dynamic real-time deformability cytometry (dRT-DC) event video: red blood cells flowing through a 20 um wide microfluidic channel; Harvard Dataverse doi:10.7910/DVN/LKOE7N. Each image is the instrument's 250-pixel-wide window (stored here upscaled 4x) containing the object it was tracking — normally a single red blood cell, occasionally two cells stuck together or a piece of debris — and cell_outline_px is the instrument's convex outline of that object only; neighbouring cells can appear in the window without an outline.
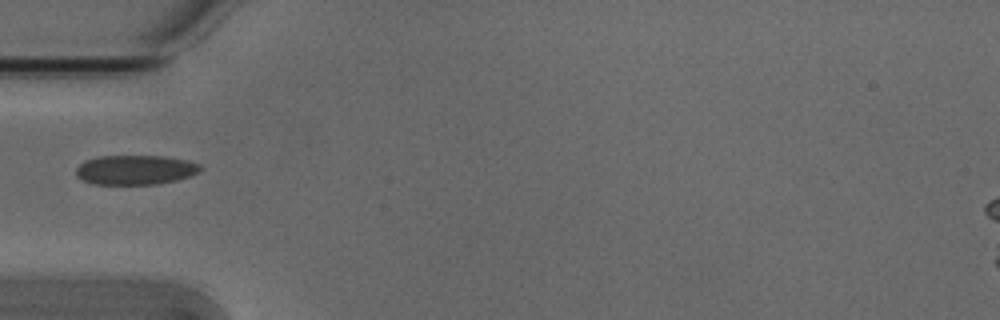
{"species": "Egyptian fruit bat (a non-hibernating species)", "species_latin": "Rousettus aegyptiacus", "temperature_condition": "cold", "stored_images_in_passage": 37, "camera_frame_rate_fps": 3000, "um_per_image_px": 0.085, "animal": {"sex": "male"}, "frame": {"image": 1, "passage_image": 1, "time_ms": 0.0, "image_size_px": [1000, 320], "cell_outline_px": [[204, 168], [200, 172], [192, 176], [160, 184], [92, 184], [76, 176], [76, 168], [84, 160], [100, 156], [164, 156], [188, 160], [200, 164]], "centroid_in_image_um": [11.55, 14.44], "position_along_channel_um": 73.4, "area_um2": 21.68}}
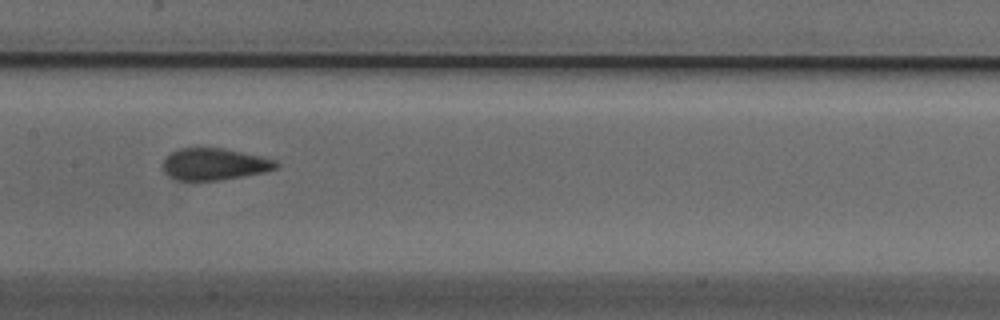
{"frame": {"image": 2, "passage_image": 10, "time_ms": 3.0, "image_size_px": [1000, 320], "cell_outline_px": [[280, 164], [276, 168], [264, 172], [220, 180], [176, 180], [168, 176], [164, 172], [164, 160], [172, 152], [180, 148], [220, 148], [260, 156], [276, 160]], "centroid_in_image_um": [18.22, 13.96], "position_along_channel_um": 189.2, "area_um2": 20.69}}
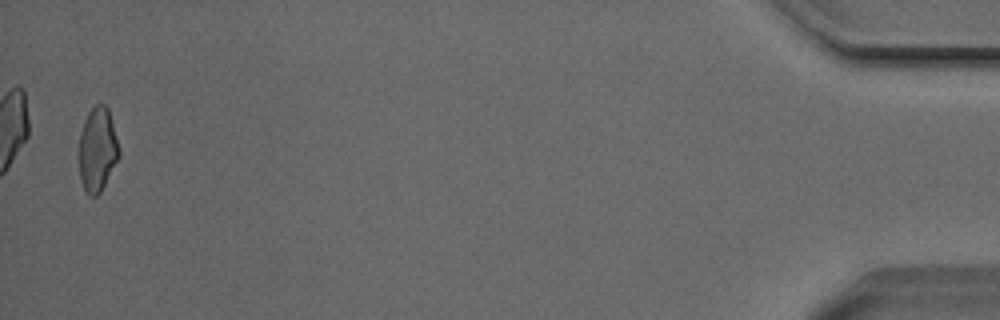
{"frame": {"image": 3, "passage_image": 36, "time_ms": 11.667, "image_size_px": [1000, 320], "cell_outline_px": [[120, 156], [100, 192], [96, 196], [92, 196], [84, 188], [80, 176], [80, 132], [84, 120], [88, 112], [96, 104], [104, 104], [108, 108], [120, 148]], "centroid_in_image_um": [8.31, 12.67], "position_along_channel_um": 426.9, "area_um2": 19.36}}